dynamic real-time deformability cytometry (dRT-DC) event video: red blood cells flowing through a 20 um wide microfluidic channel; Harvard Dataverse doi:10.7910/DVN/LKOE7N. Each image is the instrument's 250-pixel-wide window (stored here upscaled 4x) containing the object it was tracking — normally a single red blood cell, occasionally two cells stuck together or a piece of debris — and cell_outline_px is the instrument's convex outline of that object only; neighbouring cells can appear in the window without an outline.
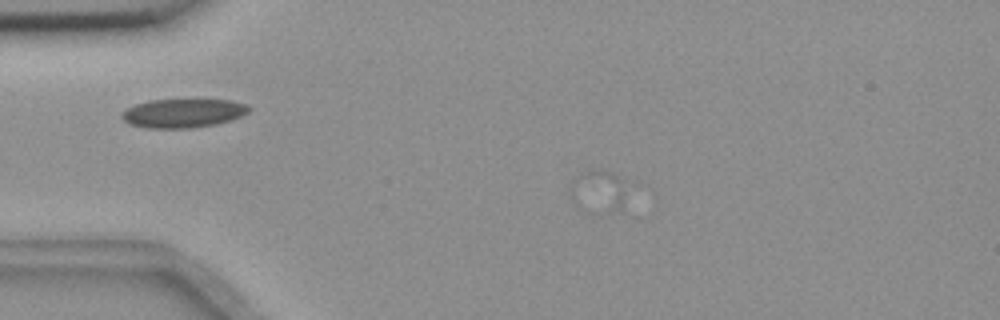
{"species": "common noctule bat (a hibernating species)", "species_latin": "Nyctalus noctula", "temperature_condition": "room temperature", "stored_images_in_passage": 3, "camera_frame_rate_fps": 3000, "um_per_image_px": 0.085, "animal": {"sex": "female", "body_mass_g": 18.4}, "frame": {"image": 1, "passage_image": 1, "time_ms": 0.0, "image_size_px": [1000, 320], "cell_outline_px": [[628, 184], [624, 212], [572, 200], [568, 192], [576, 176], [580, 172], [608, 172], [624, 180]], "centroid_in_image_um": [50.98, 16.16], "position_along_channel_um": 34.0, "area_um2": 12.72}}